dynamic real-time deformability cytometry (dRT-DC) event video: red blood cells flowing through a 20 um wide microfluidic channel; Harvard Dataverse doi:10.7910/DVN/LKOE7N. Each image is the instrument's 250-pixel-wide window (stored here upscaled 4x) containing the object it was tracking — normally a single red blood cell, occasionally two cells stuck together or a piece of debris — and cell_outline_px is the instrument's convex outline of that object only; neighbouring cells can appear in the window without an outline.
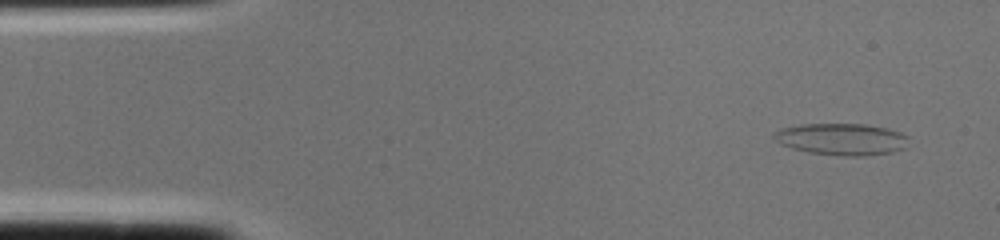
{"species": "common noctule bat (a hibernating species)", "species_latin": "Nyctalus noctula", "temperature_condition": "cold", "stored_images_in_passage": 2, "camera_frame_rate_fps": 3000, "um_per_image_px": 0.085, "animal": {"sex": "female", "body_mass_g": 22.0, "forearm_length_mm": 56.7}, "frame": {"image": 1, "passage_image": 1, "time_ms": 0.0, "image_size_px": [1000, 240], "cell_outline_px": [[908, 136], [904, 148], [892, 152], [864, 156], [844, 156], [808, 152], [792, 148], [780, 144], [772, 136], [772, 132], [780, 128], [800, 124], [868, 124], [888, 128], [900, 132]], "centroid_in_image_um": [71.51, 11.82], "position_along_channel_um": 13.5, "area_um2": 25.09}}
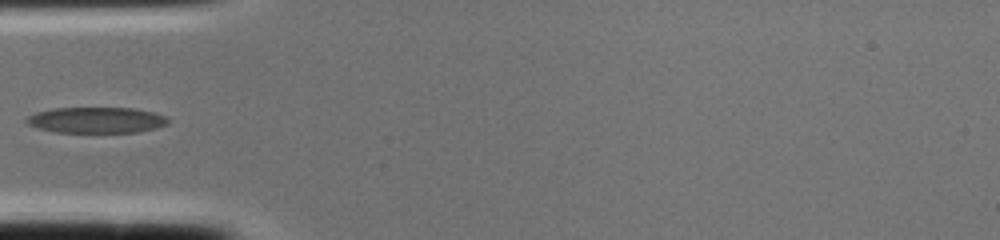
{"frame": {"image": 2, "passage_image": 2, "time_ms": 0.333, "image_size_px": [1000, 240], "cell_outline_px": [[168, 124], [156, 128], [136, 132], [56, 132], [36, 128], [28, 124], [24, 120], [28, 116], [36, 112], [56, 108], [132, 108], [152, 112], [164, 116], [168, 120]], "centroid_in_image_um": [8.16, 10.21], "position_along_channel_um": 76.8, "area_um2": 21.21}}